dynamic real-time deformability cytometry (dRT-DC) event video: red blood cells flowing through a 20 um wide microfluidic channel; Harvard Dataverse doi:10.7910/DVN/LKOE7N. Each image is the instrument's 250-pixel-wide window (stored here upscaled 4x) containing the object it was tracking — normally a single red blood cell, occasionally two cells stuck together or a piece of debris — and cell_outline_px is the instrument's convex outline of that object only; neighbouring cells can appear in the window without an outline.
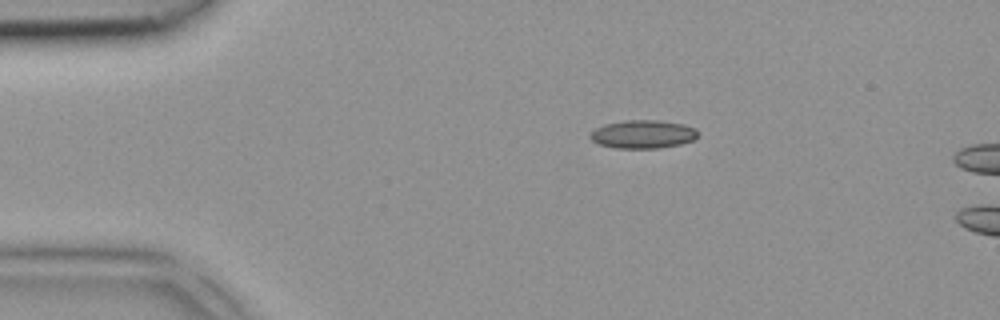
{"species": "common noctule bat (a hibernating species)", "species_latin": "Nyctalus noctula", "temperature_condition": "room temperature", "stored_images_in_passage": 3, "camera_frame_rate_fps": 3000, "um_per_image_px": 0.085, "animal": {"sex": "female", "body_mass_g": 18.4}, "frame": {"image": 1, "passage_image": 2, "time_ms": 0.333, "image_size_px": [1000, 320], "cell_outline_px": [[696, 136], [692, 140], [680, 144], [656, 148], [616, 148], [600, 144], [592, 140], [588, 136], [596, 128], [604, 124], [624, 120], [656, 120], [684, 124], [696, 128]], "centroid_in_image_um": [54.62, 11.4], "position_along_channel_um": 30.4, "area_um2": 17.57}}